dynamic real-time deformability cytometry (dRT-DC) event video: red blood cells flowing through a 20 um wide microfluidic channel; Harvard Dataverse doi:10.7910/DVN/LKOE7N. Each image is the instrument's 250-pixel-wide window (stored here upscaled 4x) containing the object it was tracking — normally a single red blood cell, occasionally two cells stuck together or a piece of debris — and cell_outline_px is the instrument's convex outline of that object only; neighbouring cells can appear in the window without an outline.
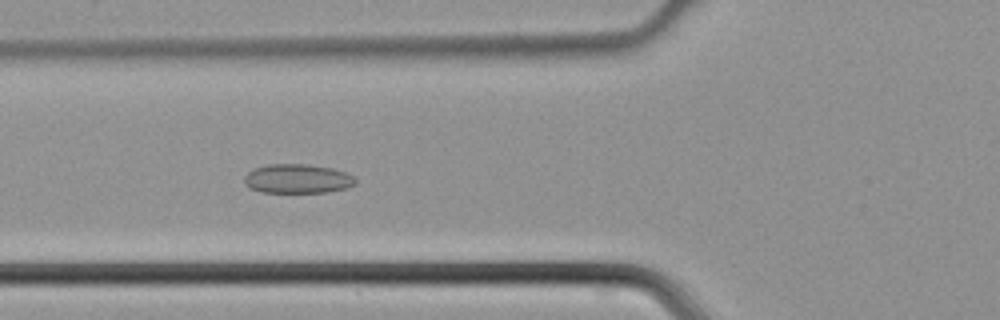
{"species": "common noctule bat (a hibernating species)", "species_latin": "Nyctalus noctula", "temperature_condition": "cold", "stored_images_in_passage": 40, "camera_frame_rate_fps": 3000, "um_per_image_px": 0.085, "animal": {"sex": "male", "body_mass_g": 21.5, "forearm_length_mm": 52.0}, "frame": {"image": 1, "passage_image": 11, "time_ms": 3.333, "image_size_px": [1000, 320], "cell_outline_px": [[356, 184], [348, 188], [328, 192], [260, 192], [248, 188], [244, 184], [244, 176], [252, 168], [268, 164], [304, 164], [332, 168], [348, 172], [356, 180]], "centroid_in_image_um": [25.27, 15.19], "position_along_channel_um": 100.5, "area_um2": 19.19}}
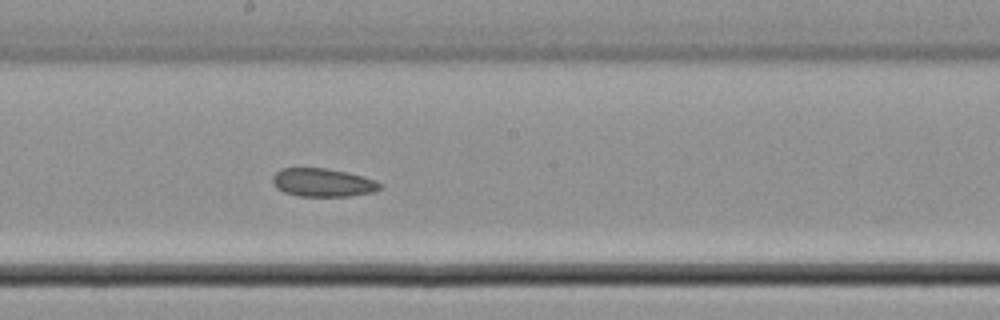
{"frame": {"image": 2, "passage_image": 19, "time_ms": 6.0, "image_size_px": [1000, 320], "cell_outline_px": [[384, 188], [372, 192], [348, 196], [296, 196], [284, 192], [276, 188], [272, 180], [272, 176], [276, 172], [284, 168], [324, 168], [364, 176], [384, 184]], "centroid_in_image_um": [27.45, 15.52], "position_along_channel_um": 220.7, "area_um2": 17.74}}
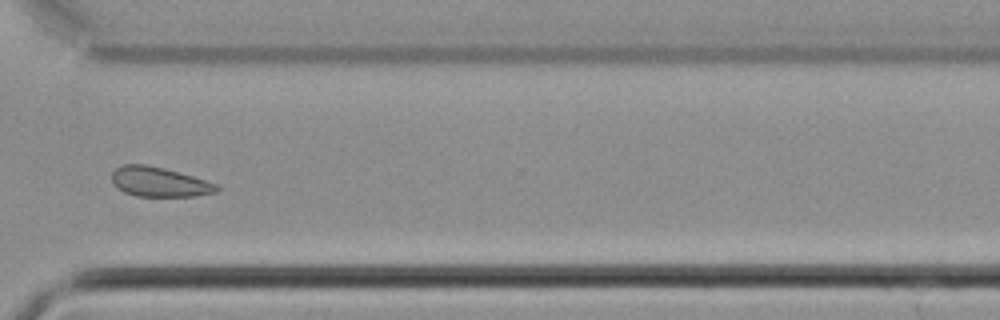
{"frame": {"image": 3, "passage_image": 28, "time_ms": 9.0, "image_size_px": [1000, 320], "cell_outline_px": [[220, 188], [216, 192], [196, 196], [136, 196], [124, 192], [116, 188], [112, 180], [112, 172], [116, 168], [124, 164], [144, 164], [164, 168], [192, 176], [216, 184]], "centroid_in_image_um": [13.51, 15.47], "position_along_channel_um": 357.1, "area_um2": 18.03}}